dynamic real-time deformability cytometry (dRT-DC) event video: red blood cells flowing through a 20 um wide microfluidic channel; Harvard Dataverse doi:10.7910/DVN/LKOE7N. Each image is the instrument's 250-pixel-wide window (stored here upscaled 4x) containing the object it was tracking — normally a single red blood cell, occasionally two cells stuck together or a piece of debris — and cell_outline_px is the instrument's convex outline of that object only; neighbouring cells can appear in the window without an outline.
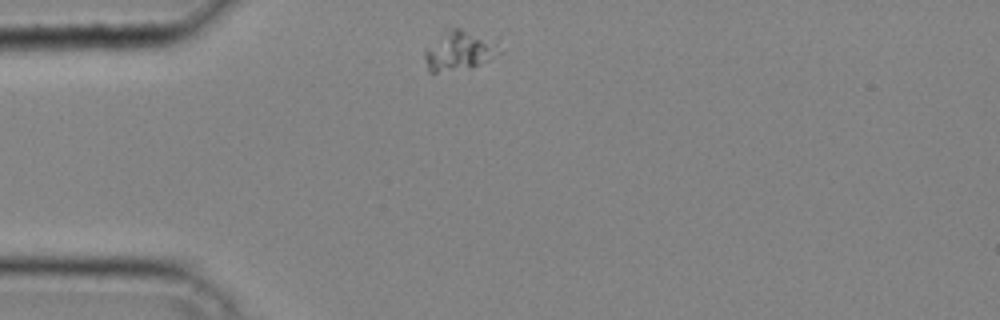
{"species": "common noctule bat (a hibernating species)", "species_latin": "Nyctalus noctula", "temperature_condition": "cold", "stored_images_in_passage": 26, "camera_frame_rate_fps": 3000, "um_per_image_px": 0.085, "animal": {"sex": "male", "body_mass_g": 20.4}, "frame": {"image": 1, "passage_image": 1, "time_ms": 0.0, "image_size_px": [1000, 320], "cell_outline_px": [[504, 52], [480, 64], [468, 68], [436, 72], [428, 72], [424, 60], [424, 48], [452, 28], [460, 28]], "centroid_in_image_um": [38.9, 4.39], "position_along_channel_um": 46.1, "area_um2": 16.01}}
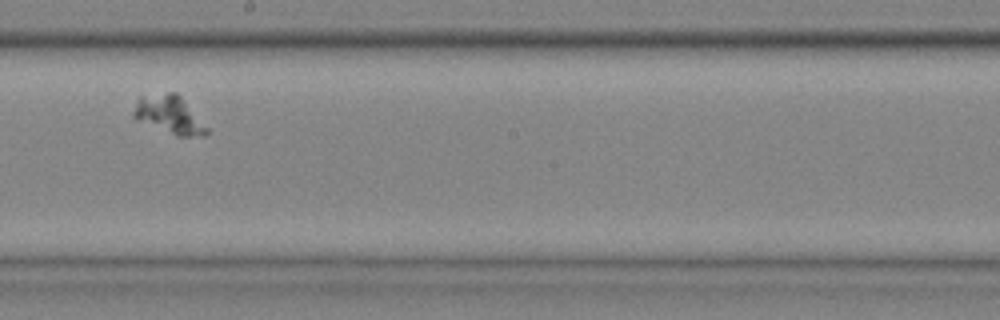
{"frame": {"image": 2, "passage_image": 15, "time_ms": 4.667, "image_size_px": [1000, 320], "cell_outline_px": [[208, 132], [204, 136], [176, 136], [136, 120], [132, 116], [132, 112], [136, 100], [140, 96], [168, 92], [176, 92], [180, 96], [208, 128]], "centroid_in_image_um": [14.35, 9.75], "position_along_channel_um": 233.9, "area_um2": 16.18}}
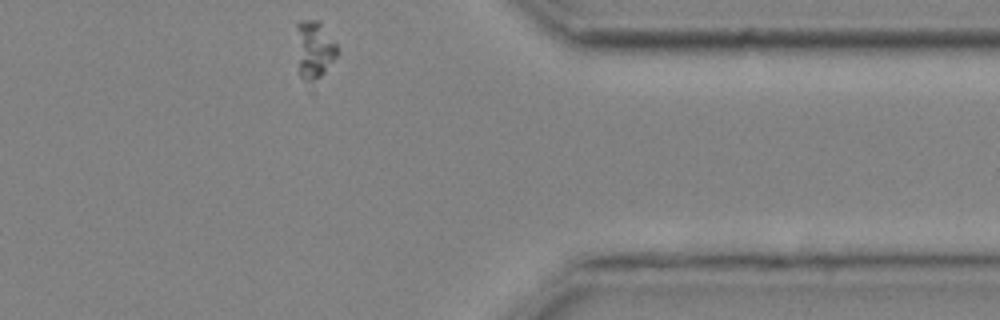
{"frame": {"image": 3, "passage_image": 26, "time_ms": 8.333, "image_size_px": [1000, 320], "cell_outline_px": [[336, 56], [324, 72], [308, 92], [300, 76], [296, 28], [296, 24], [300, 20], [320, 20], [336, 44]], "centroid_in_image_um": [26.68, 4.31], "position_along_channel_um": 384.7, "area_um2": 14.16}}